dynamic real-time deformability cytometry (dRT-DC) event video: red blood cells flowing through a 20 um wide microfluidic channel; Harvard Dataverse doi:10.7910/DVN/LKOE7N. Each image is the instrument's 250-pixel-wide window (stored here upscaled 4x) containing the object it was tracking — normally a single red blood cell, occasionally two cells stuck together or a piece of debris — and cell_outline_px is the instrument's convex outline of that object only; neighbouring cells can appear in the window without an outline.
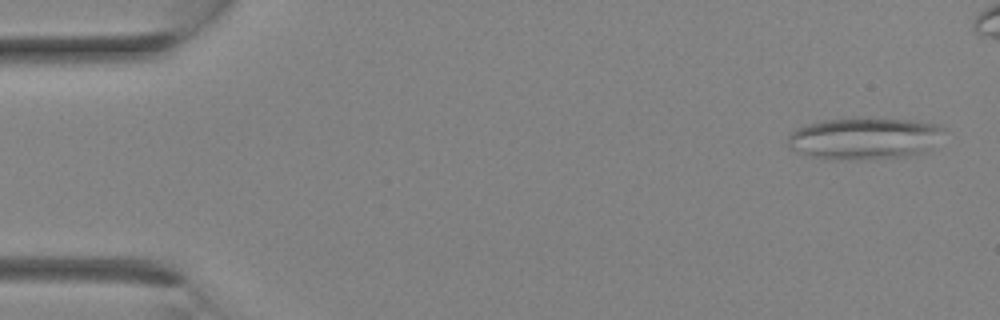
{"species": "Egyptian fruit bat (a non-hibernating species)", "species_latin": "Rousettus aegyptiacus", "temperature_condition": "room temperature", "stored_images_in_passage": 10, "camera_frame_rate_fps": 3000, "um_per_image_px": 0.085, "animal": {"sex": "female"}, "frame": {"image": 1, "passage_image": 1, "time_ms": 0.0, "image_size_px": [1000, 320], "cell_outline_px": [[944, 128], [928, 152], [904, 156], [828, 160], [808, 156], [792, 148], [788, 144], [788, 136], [796, 128], [820, 120], [908, 120], [940, 124]], "centroid_in_image_um": [73.44, 11.78], "position_along_channel_um": 11.6, "area_um2": 36.99}}